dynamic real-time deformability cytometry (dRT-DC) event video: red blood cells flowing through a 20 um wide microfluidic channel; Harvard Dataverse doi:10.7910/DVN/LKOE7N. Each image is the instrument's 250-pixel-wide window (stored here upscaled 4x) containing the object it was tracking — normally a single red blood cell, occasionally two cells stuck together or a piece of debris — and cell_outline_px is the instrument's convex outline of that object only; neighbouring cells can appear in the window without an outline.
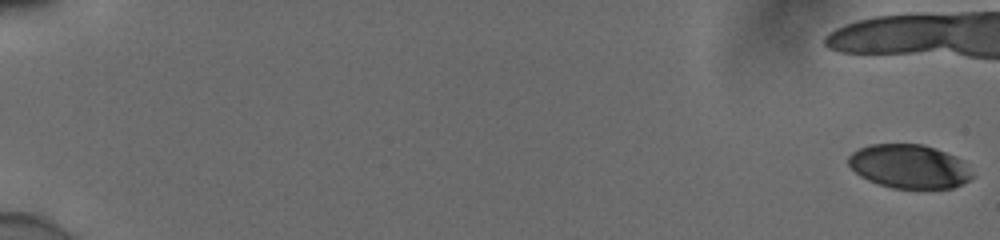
{"species": "human", "species_latin": "Homo sapiens", "temperature_condition": "cold", "stored_images_in_passage": 18, "camera_frame_rate_fps": 3000, "um_per_image_px": 0.085, "donor": {"sex": "male"}, "frame": {"image": 1, "passage_image": 1, "time_ms": 0.0, "image_size_px": [1000, 240], "cell_outline_px": [[976, 176], [952, 188], [924, 192], [892, 188], [868, 180], [860, 176], [848, 164], [848, 156], [852, 152], [860, 148], [872, 144], [924, 144], [936, 148], [956, 156], [964, 160]], "centroid_in_image_um": [77.35, 14.19], "position_along_channel_um": 7.6, "area_um2": 32.66}}
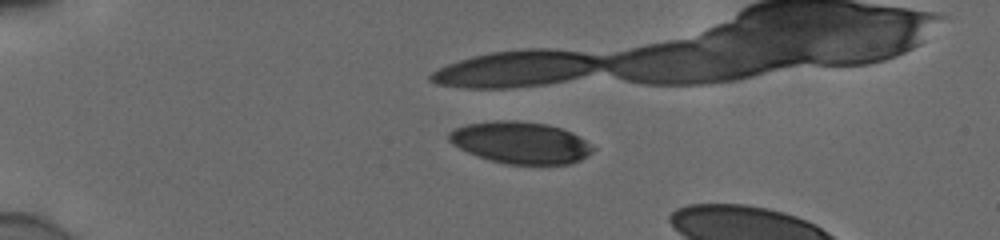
{"frame": {"image": 2, "passage_image": 16, "time_ms": 5.0, "image_size_px": [1000, 240], "cell_outline_px": [[596, 148], [588, 156], [572, 164], [508, 164], [476, 156], [452, 144], [448, 140], [448, 132], [456, 128], [468, 124], [496, 120], [516, 120], [548, 124], [572, 132]], "centroid_in_image_um": [44.26, 12.12], "position_along_channel_um": 40.7, "area_um2": 35.08}}